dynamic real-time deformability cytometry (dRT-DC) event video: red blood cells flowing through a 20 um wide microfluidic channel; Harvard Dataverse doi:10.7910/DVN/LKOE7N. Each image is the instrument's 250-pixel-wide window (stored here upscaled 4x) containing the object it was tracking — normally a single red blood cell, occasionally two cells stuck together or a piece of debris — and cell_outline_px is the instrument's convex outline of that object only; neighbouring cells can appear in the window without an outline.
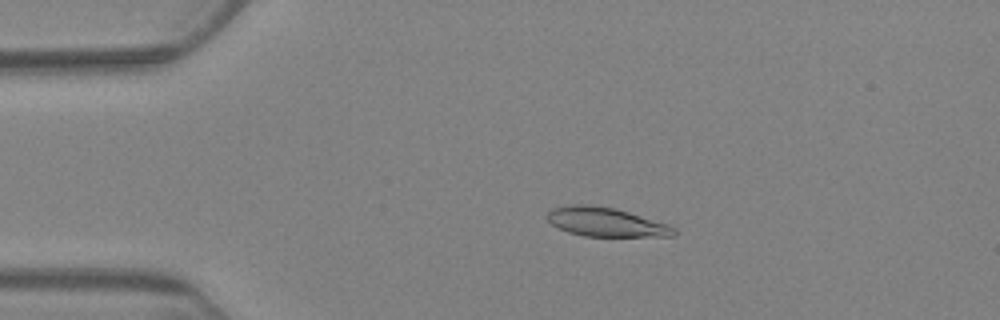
{"species": "Egyptian fruit bat (a non-hibernating species)", "species_latin": "Rousettus aegyptiacus", "temperature_condition": "warm", "stored_images_in_passage": 8, "camera_frame_rate_fps": 3000, "um_per_image_px": 0.085, "animal": {"sex": "female"}, "frame": {"image": 1, "passage_image": 4, "time_ms": 3.667, "image_size_px": [1000, 320], "cell_outline_px": [[676, 236], [584, 236], [568, 232], [552, 224], [548, 220], [548, 212], [552, 208], [572, 204], [588, 204], [616, 208], [668, 224], [676, 228]], "centroid_in_image_um": [51.52, 18.87], "position_along_channel_um": 33.5, "area_um2": 21.39}}
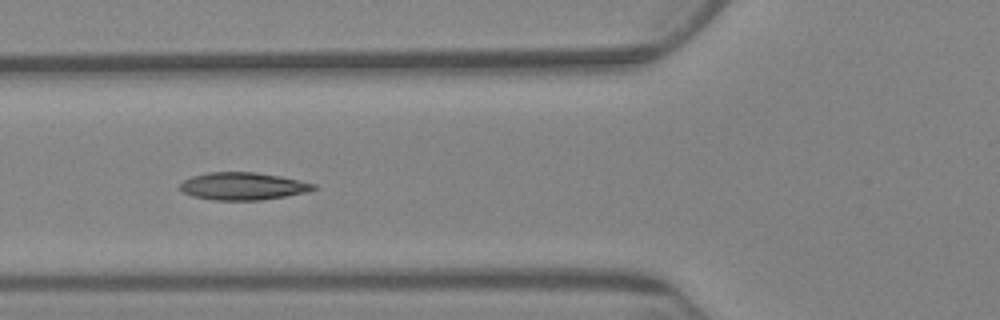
{"frame": {"image": 2, "passage_image": 7, "time_ms": 7.333, "image_size_px": [1000, 320], "cell_outline_px": [[316, 188], [304, 192], [284, 196], [260, 200], [212, 200], [192, 196], [184, 192], [180, 188], [180, 184], [184, 180], [192, 176], [208, 172], [256, 172], [280, 176], [300, 180], [316, 184]], "centroid_in_image_um": [20.62, 15.82], "position_along_channel_um": 105.2, "area_um2": 21.27}}
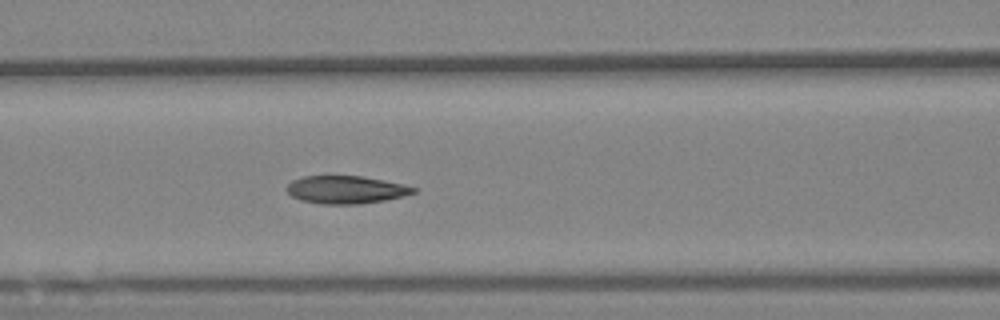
{"frame": {"image": 3, "passage_image": 8, "time_ms": 8.333, "image_size_px": [1000, 320], "cell_outline_px": [[416, 192], [404, 196], [384, 200], [360, 204], [320, 204], [300, 200], [292, 196], [284, 188], [292, 180], [304, 176], [360, 176], [404, 184], [416, 188]], "centroid_in_image_um": [29.38, 16.13], "position_along_channel_um": 137.2, "area_um2": 20.52}}